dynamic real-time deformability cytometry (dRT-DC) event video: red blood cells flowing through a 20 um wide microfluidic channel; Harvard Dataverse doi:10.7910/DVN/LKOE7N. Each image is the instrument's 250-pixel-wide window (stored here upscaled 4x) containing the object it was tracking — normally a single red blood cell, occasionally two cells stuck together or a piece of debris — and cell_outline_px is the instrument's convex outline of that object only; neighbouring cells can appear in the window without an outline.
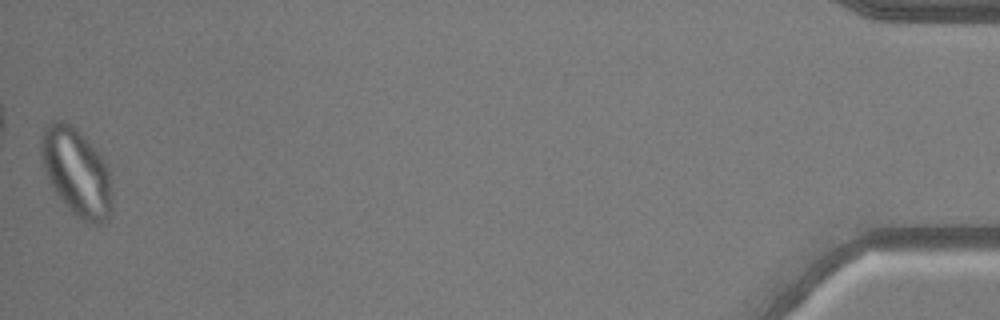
{"species": "common noctule bat (a hibernating species)", "species_latin": "Nyctalus noctula", "temperature_condition": "warm", "stored_images_in_passage": 50, "camera_frame_rate_fps": 3000, "um_per_image_px": 0.085, "animal": {"sex": "male", "body_mass_g": 20.5, "forearm_length_mm": 52.5}, "frame": {"image": 1, "passage_image": 50, "time_ms": 16.333, "image_size_px": [1000, 320], "cell_outline_px": [[112, 212], [108, 220], [100, 224], [88, 224], [76, 216], [68, 208], [56, 192], [44, 168], [40, 156], [40, 136], [44, 128], [52, 120], [64, 120], [76, 128], [100, 152], [108, 168], [112, 192]], "centroid_in_image_um": [6.53, 14.62], "position_along_channel_um": 428.7, "area_um2": 36.59}}